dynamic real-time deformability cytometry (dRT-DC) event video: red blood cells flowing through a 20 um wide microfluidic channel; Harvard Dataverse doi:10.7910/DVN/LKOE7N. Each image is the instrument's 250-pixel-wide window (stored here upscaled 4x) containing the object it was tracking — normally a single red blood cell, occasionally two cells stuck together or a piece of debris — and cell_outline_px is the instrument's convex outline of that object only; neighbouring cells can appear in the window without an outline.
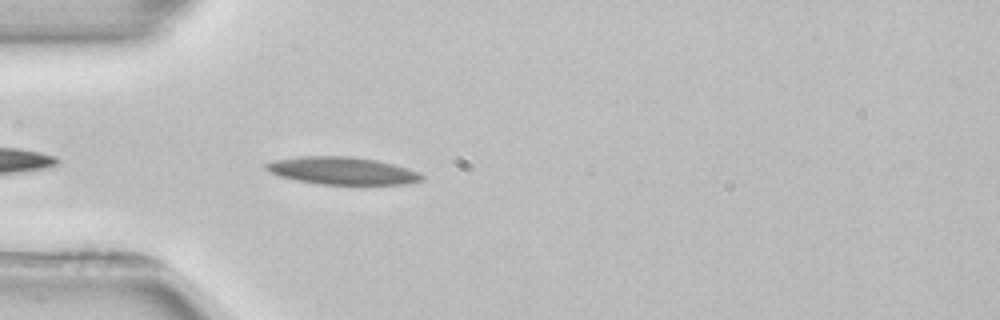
{"species": "common noctule bat (a hibernating species)", "species_latin": "Nyctalus noctula", "temperature_condition": "room temperature", "stored_images_in_passage": 3, "camera_frame_rate_fps": 3000, "um_per_image_px": 0.085, "animal": {"sex": "female", "body_mass_g": 22.7, "forearm_length_mm": 54.2}, "frame": {"image": 1, "passage_image": 3, "time_ms": 4.333, "image_size_px": [1000, 320], "cell_outline_px": [[424, 176], [420, 180], [404, 184], [320, 184], [280, 176], [264, 168], [264, 164], [276, 160], [300, 156], [352, 156], [376, 160], [392, 164], [416, 172]], "centroid_in_image_um": [29.05, 14.5], "position_along_channel_um": 55.9, "area_um2": 24.39}}